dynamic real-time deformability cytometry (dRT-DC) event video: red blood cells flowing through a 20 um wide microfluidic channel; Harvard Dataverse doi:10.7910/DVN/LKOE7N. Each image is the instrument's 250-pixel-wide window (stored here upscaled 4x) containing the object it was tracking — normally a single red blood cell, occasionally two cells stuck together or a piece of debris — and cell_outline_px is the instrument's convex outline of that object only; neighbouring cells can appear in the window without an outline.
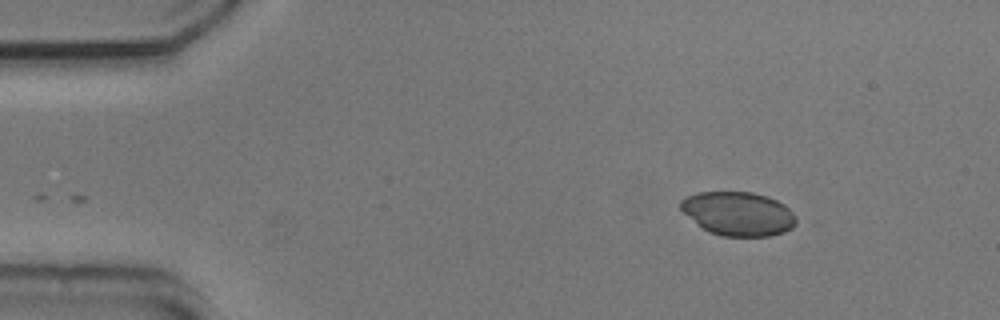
{"species": "common noctule bat (a hibernating species)", "species_latin": "Nyctalus noctula", "temperature_condition": "cold", "stored_images_in_passage": 47, "camera_frame_rate_fps": 3000, "um_per_image_px": 0.085, "animal": {"sex": "male", "body_mass_g": 20.5, "forearm_length_mm": 52.5}, "frame": {"image": 1, "passage_image": 1, "time_ms": 0.0, "image_size_px": [1000, 320], "cell_outline_px": [[800, 224], [784, 232], [768, 236], [720, 236], [708, 232], [696, 224], [680, 208], [680, 200], [696, 192], [752, 192], [768, 196], [784, 204], [792, 212]], "centroid_in_image_um": [62.76, 18.17], "position_along_channel_um": 22.2, "area_um2": 29.77}}
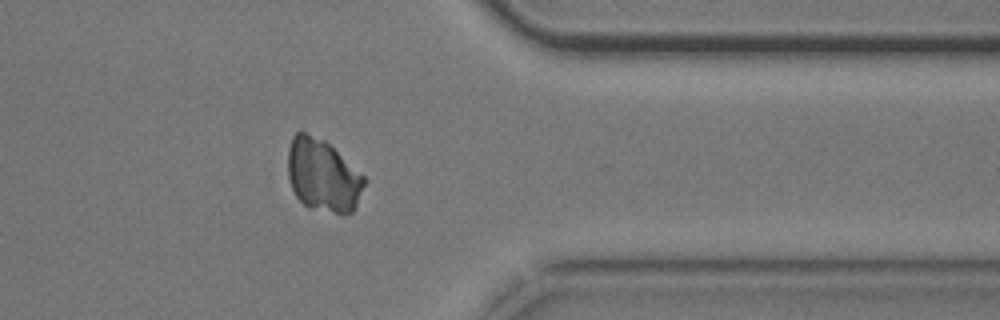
{"frame": {"image": 2, "passage_image": 37, "time_ms": 12.0, "image_size_px": [1000, 320], "cell_outline_px": [[368, 180], [352, 212], [340, 216], [308, 208], [296, 196], [292, 188], [288, 176], [288, 148], [292, 136], [296, 132], [304, 132], [324, 140], [364, 176]], "centroid_in_image_um": [27.45, 14.96], "position_along_channel_um": 384.0, "area_um2": 32.48}}
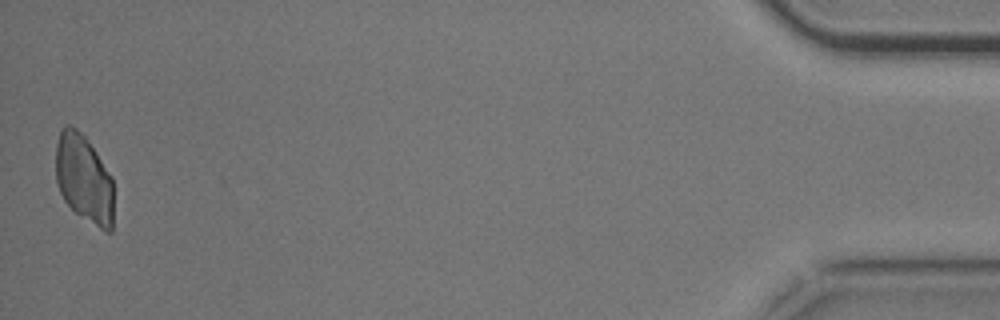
{"frame": {"image": 3, "passage_image": 47, "time_ms": 15.333, "image_size_px": [1000, 320], "cell_outline_px": [[112, 232], [108, 232], [100, 228], [76, 212], [64, 200], [60, 192], [56, 180], [56, 144], [60, 132], [64, 124], [68, 124], [76, 128], [84, 136], [96, 152], [112, 176]], "centroid_in_image_um": [7.12, 15.16], "position_along_channel_um": 428.1, "area_um2": 29.42}}